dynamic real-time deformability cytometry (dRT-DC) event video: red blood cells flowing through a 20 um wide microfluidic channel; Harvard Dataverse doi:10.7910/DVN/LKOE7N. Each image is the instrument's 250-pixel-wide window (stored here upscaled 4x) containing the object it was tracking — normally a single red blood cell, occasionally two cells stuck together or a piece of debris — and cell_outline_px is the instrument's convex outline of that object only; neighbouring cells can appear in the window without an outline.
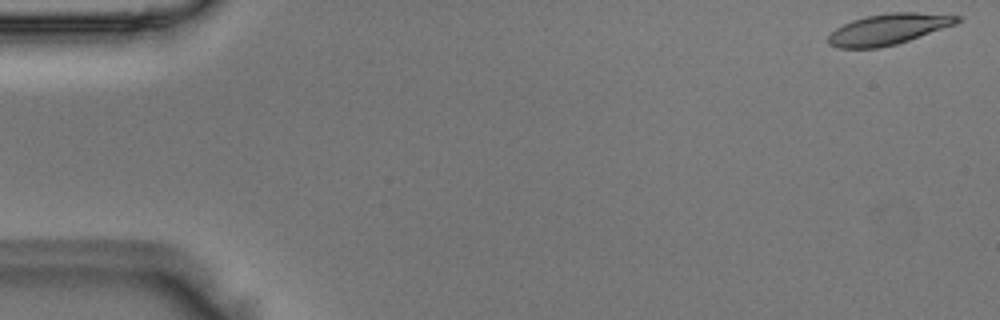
{"species": "Egyptian fruit bat (a non-hibernating species)", "species_latin": "Rousettus aegyptiacus", "temperature_condition": "room temperature", "stored_images_in_passage": 50, "camera_frame_rate_fps": 3000, "um_per_image_px": 0.085, "animal": {"sex": "male"}, "frame": {"image": 1, "passage_image": 1, "time_ms": 0.0, "image_size_px": [1000, 320], "cell_outline_px": [[960, 20], [956, 24], [896, 44], [880, 48], [836, 48], [828, 44], [828, 36], [836, 28], [852, 20], [864, 16], [888, 12], [916, 12], [960, 16]], "centroid_in_image_um": [75.47, 2.48], "position_along_channel_um": 9.5, "area_um2": 23.12}}
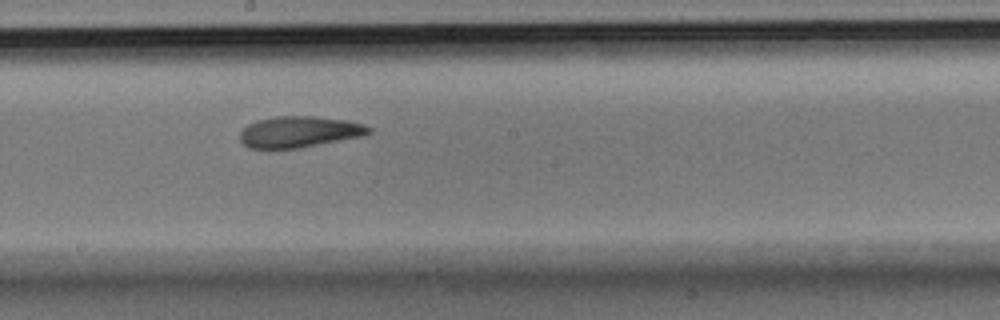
{"frame": {"image": 2, "passage_image": 27, "time_ms": 8.667, "image_size_px": [1000, 320], "cell_outline_px": [[372, 132], [360, 136], [300, 148], [268, 152], [248, 148], [240, 140], [240, 132], [248, 124], [256, 120], [276, 116], [316, 116], [348, 120], [364, 124], [372, 128]], "centroid_in_image_um": [25.36, 11.24], "position_along_channel_um": 222.8, "area_um2": 24.16}}
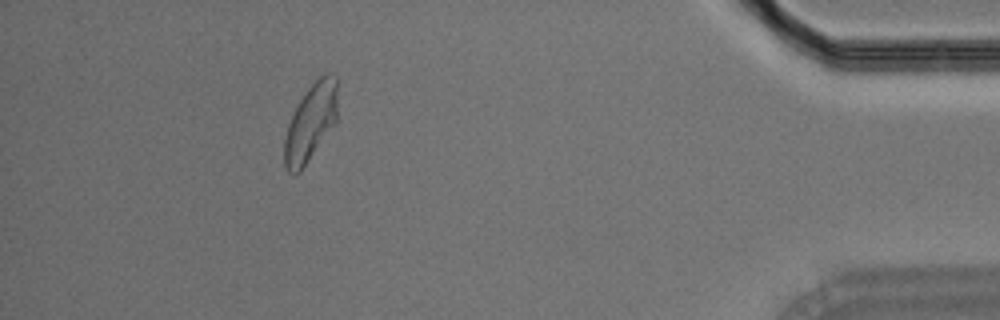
{"frame": {"image": 3, "passage_image": 45, "time_ms": 14.667, "image_size_px": [1000, 320], "cell_outline_px": [[336, 124], [300, 172], [288, 172], [284, 164], [284, 140], [288, 124], [300, 100], [308, 88], [324, 72], [332, 72], [336, 76]], "centroid_in_image_um": [26.42, 10.41], "position_along_channel_um": 408.8, "area_um2": 23.76}}